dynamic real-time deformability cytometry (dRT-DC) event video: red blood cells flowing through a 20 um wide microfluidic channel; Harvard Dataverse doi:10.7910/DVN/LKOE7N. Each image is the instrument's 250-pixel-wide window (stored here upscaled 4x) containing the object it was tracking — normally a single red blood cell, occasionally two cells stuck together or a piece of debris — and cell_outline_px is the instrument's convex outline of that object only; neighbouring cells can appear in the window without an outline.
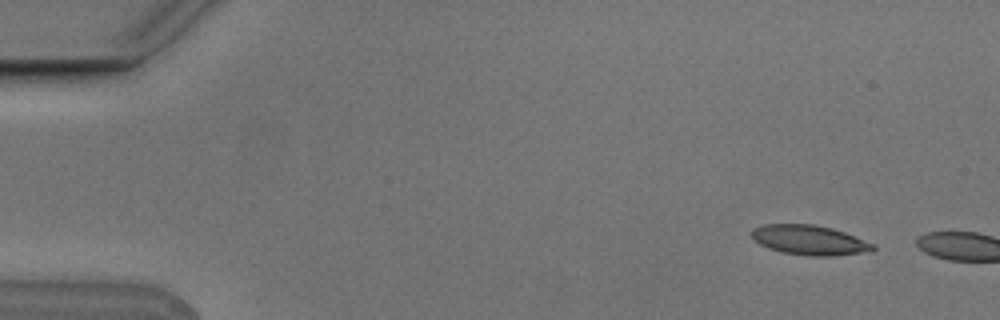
{"species": "Egyptian fruit bat (a non-hibernating species)", "species_latin": "Rousettus aegyptiacus", "temperature_condition": "cold", "stored_images_in_passage": 2, "camera_frame_rate_fps": 3000, "um_per_image_px": 0.085, "animal": {"sex": "male"}, "frame": {"image": 1, "passage_image": 1, "time_ms": 0.0, "image_size_px": [1000, 320], "cell_outline_px": [[876, 248], [872, 252], [832, 256], [808, 256], [780, 252], [768, 248], [760, 244], [748, 232], [752, 228], [764, 224], [812, 224], [832, 228], [844, 232], [876, 244]], "centroid_in_image_um": [68.83, 20.41], "position_along_channel_um": 16.2, "area_um2": 21.39}}